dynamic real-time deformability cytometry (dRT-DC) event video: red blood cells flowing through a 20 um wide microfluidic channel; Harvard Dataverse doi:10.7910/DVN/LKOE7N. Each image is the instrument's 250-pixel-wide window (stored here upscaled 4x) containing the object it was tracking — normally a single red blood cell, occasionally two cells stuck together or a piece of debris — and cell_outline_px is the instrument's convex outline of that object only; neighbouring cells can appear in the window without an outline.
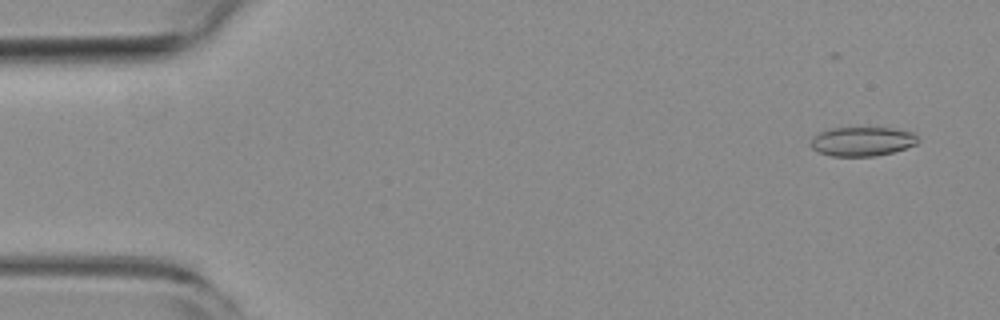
{"species": "common noctule bat (a hibernating species)", "species_latin": "Nyctalus noctula", "temperature_condition": "room temperature", "stored_images_in_passage": 43, "camera_frame_rate_fps": 3000, "um_per_image_px": 0.085, "animal": {"sex": "female", "body_mass_g": 19.3, "forearm_length_mm": 54.1}, "frame": {"image": 1, "passage_image": 3, "time_ms": 0.667, "image_size_px": [1000, 320], "cell_outline_px": [[920, 140], [916, 144], [892, 152], [876, 156], [832, 156], [820, 152], [812, 148], [808, 144], [820, 132], [832, 128], [892, 128], [912, 132]], "centroid_in_image_um": [73.29, 12.02], "position_along_channel_um": 11.7, "area_um2": 18.03}}
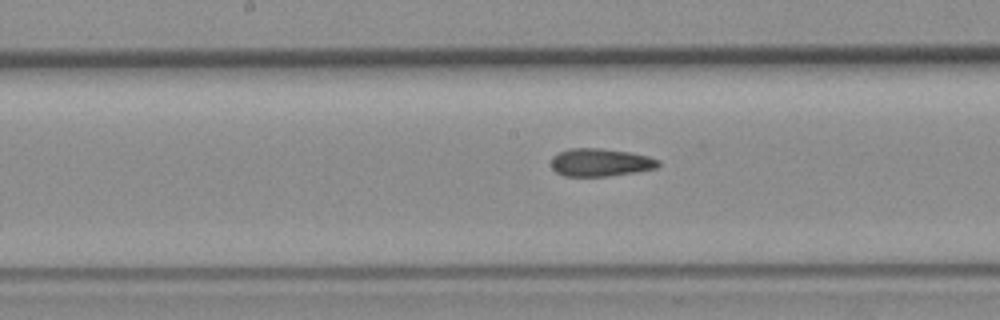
{"frame": {"image": 2, "passage_image": 27, "time_ms": 8.667, "image_size_px": [1000, 320], "cell_outline_px": [[660, 164], [656, 168], [636, 172], [604, 176], [564, 176], [556, 172], [552, 168], [552, 156], [568, 148], [600, 148], [628, 152], [648, 156], [660, 160]], "centroid_in_image_um": [51.03, 13.8], "position_along_channel_um": 197.2, "area_um2": 17.34}}
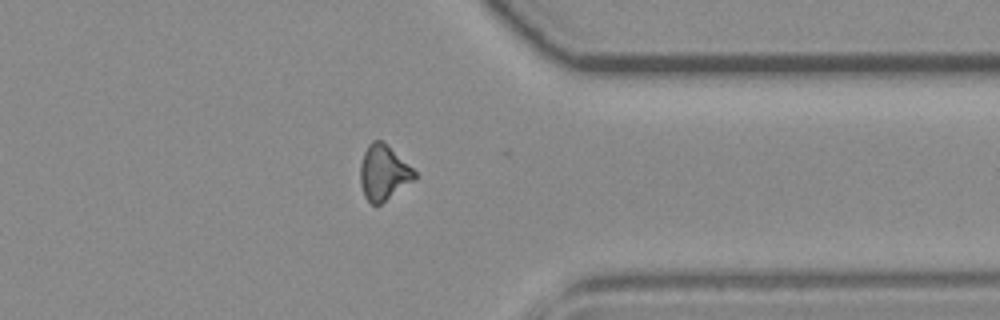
{"frame": {"image": 3, "passage_image": 42, "time_ms": 13.667, "image_size_px": [1000, 320], "cell_outline_px": [[416, 176], [412, 180], [380, 204], [372, 204], [364, 196], [360, 184], [360, 164], [364, 152], [368, 144], [372, 140], [384, 140], [416, 172]], "centroid_in_image_um": [32.56, 14.63], "position_along_channel_um": 378.8, "area_um2": 17.22}, "authors_computed_cell_mechanics": {"area_um2": 17.6868, "velocity_mm_per_s": 3.8067, "shape_relaxation_time_tau1_ms": null, "shape_relaxation_time_tau2_ms": 2.2809, "deformation_change_tau1": null, "deformation_change_tau2": 0.1077}}